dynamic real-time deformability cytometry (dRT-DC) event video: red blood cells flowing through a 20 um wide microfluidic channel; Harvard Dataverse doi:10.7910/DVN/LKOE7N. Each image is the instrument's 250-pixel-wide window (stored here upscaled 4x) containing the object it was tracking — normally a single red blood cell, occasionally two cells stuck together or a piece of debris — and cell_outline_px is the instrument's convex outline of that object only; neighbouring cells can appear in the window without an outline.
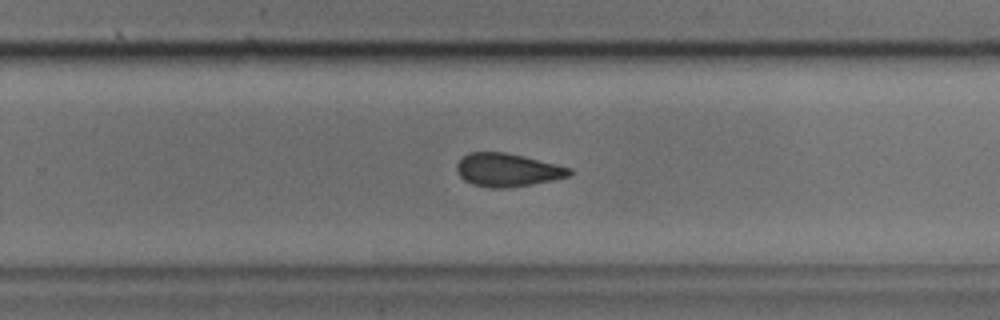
{"species": "common noctule bat (a hibernating species)", "species_latin": "Nyctalus noctula", "temperature_condition": "cold", "stored_images_in_passage": 31, "camera_frame_rate_fps": 3000, "um_per_image_px": 0.085, "animal": {"sex": "male", "body_mass_g": 17.9, "forearm_length_mm": 54.2}, "frame": {"image": 1, "passage_image": 18, "time_ms": 5.667, "image_size_px": [1000, 320], "cell_outline_px": [[572, 176], [532, 184], [504, 188], [488, 188], [472, 184], [464, 180], [456, 172], [456, 164], [468, 152], [504, 152], [524, 156], [572, 168]], "centroid_in_image_um": [43.13, 14.45], "position_along_channel_um": 286.7, "area_um2": 21.91}}
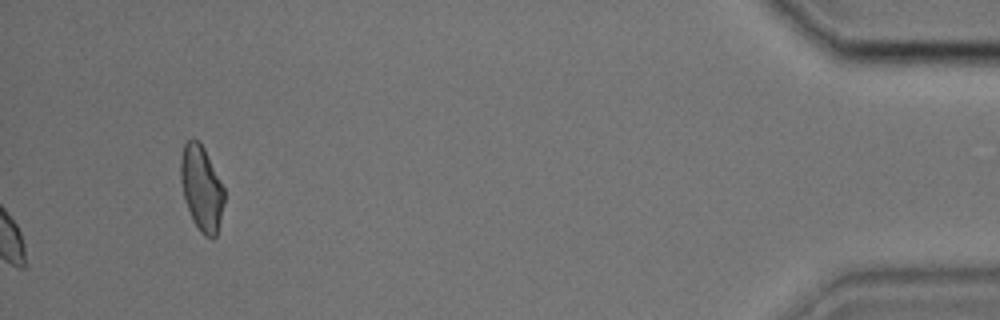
{"frame": {"image": 2, "passage_image": 31, "time_ms": 10.0, "image_size_px": [1000, 320], "cell_outline_px": [[224, 200], [220, 220], [216, 236], [212, 240], [204, 236], [200, 232], [192, 220], [184, 200], [180, 180], [180, 156], [184, 144], [192, 136], [204, 148], [224, 188]], "centroid_in_image_um": [17.1, 16.01], "position_along_channel_um": 418.1, "area_um2": 21.73}}